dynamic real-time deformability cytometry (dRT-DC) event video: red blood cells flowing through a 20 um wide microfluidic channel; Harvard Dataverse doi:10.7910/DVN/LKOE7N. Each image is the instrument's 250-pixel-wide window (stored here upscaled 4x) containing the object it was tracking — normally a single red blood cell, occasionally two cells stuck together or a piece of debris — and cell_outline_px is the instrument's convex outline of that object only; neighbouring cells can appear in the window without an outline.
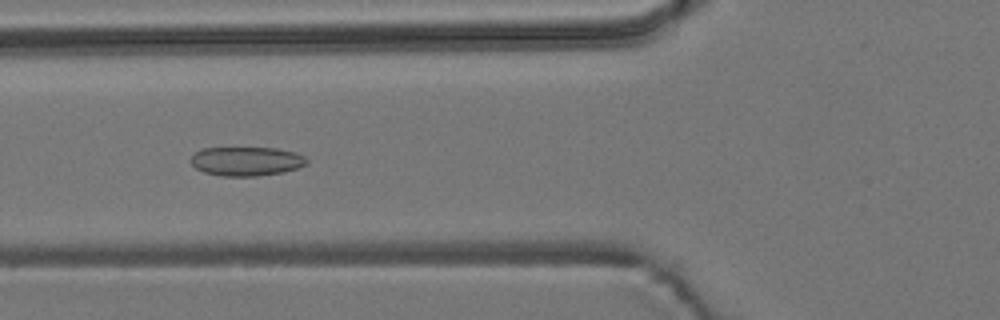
{"species": "common noctule bat (a hibernating species)", "species_latin": "Nyctalus noctula", "temperature_condition": "room temperature", "stored_images_in_passage": 9, "camera_frame_rate_fps": 3000, "um_per_image_px": 0.085, "animal": {"sex": "male", "body_mass_g": 19.2, "forearm_length_mm": 51.8}, "frame": {"image": 1, "passage_image": 4, "time_ms": 1.0, "image_size_px": [1000, 320], "cell_outline_px": [[308, 164], [284, 172], [256, 176], [224, 176], [204, 172], [196, 168], [188, 160], [196, 152], [204, 148], [276, 148], [296, 152], [304, 156], [308, 160]], "centroid_in_image_um": [20.96, 13.7], "position_along_channel_um": 104.8, "area_um2": 19.65}}
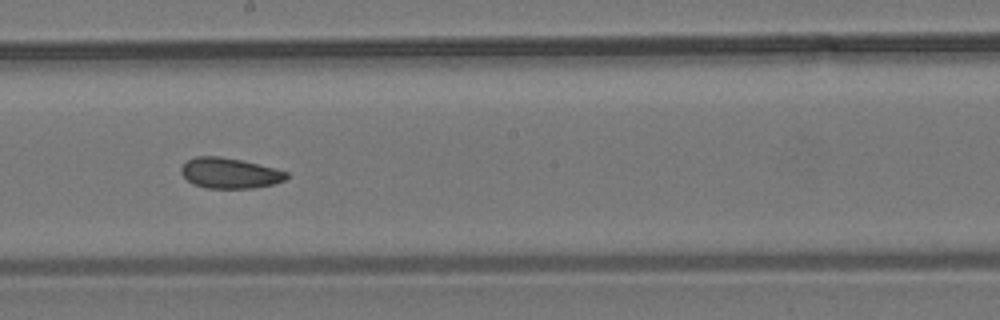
{"frame": {"image": 2, "passage_image": 7, "time_ms": 2.0, "image_size_px": [1000, 320], "cell_outline_px": [[288, 176], [284, 180], [272, 184], [252, 188], [208, 188], [192, 184], [180, 172], [180, 168], [188, 160], [196, 156], [220, 156], [240, 160], [276, 168], [288, 172]], "centroid_in_image_um": [19.51, 14.71], "position_along_channel_um": 228.7, "area_um2": 18.61}}
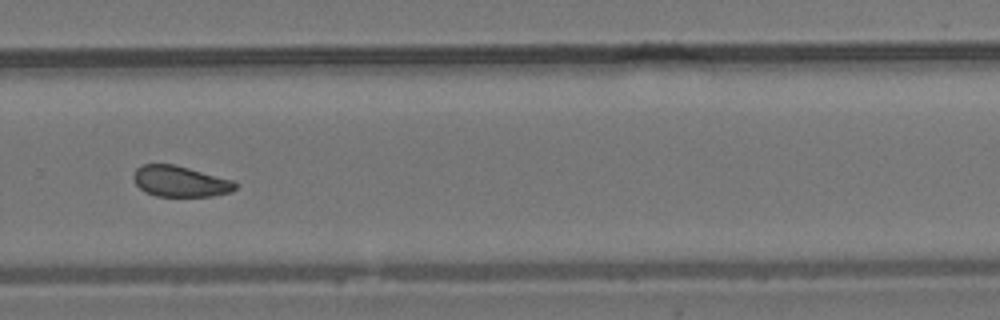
{"frame": {"image": 3, "passage_image": 9, "time_ms": 2.667, "image_size_px": [1000, 320], "cell_outline_px": [[240, 184], [232, 192], [212, 196], [156, 196], [144, 192], [136, 184], [132, 176], [136, 168], [140, 164], [176, 164], [232, 180]], "centroid_in_image_um": [15.31, 15.41], "position_along_channel_um": 314.5, "area_um2": 18.55}}